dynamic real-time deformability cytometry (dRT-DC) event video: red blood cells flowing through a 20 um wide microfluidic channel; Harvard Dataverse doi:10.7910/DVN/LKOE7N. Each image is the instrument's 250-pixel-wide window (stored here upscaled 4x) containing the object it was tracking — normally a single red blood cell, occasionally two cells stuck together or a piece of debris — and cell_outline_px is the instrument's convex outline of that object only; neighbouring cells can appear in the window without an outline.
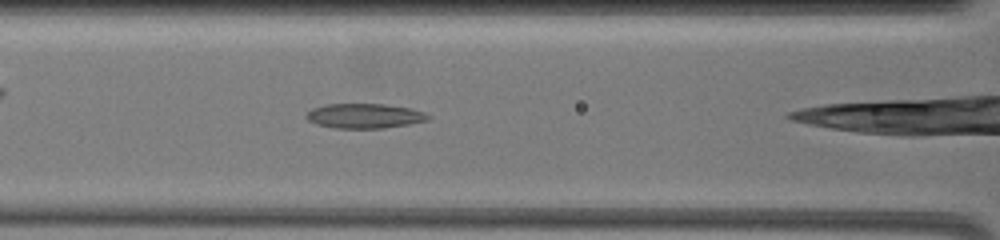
{"species": "common noctule bat (a hibernating species)", "species_latin": "Nyctalus noctula", "temperature_condition": "warm", "stored_images_in_passage": 26, "camera_frame_rate_fps": 3000, "um_per_image_px": 0.085, "animal": {"sex": "female", "body_mass_g": 19.5, "forearm_length_mm": 54.1}, "frame": {"image": 1, "passage_image": 7, "time_ms": 2.0, "image_size_px": [1000, 240], "cell_outline_px": [[432, 116], [428, 120], [408, 124], [384, 128], [332, 128], [316, 124], [308, 120], [304, 116], [312, 108], [328, 104], [384, 104], [412, 108], [424, 112]], "centroid_in_image_um": [30.99, 9.85], "position_along_channel_um": 135.6, "area_um2": 17.63}}
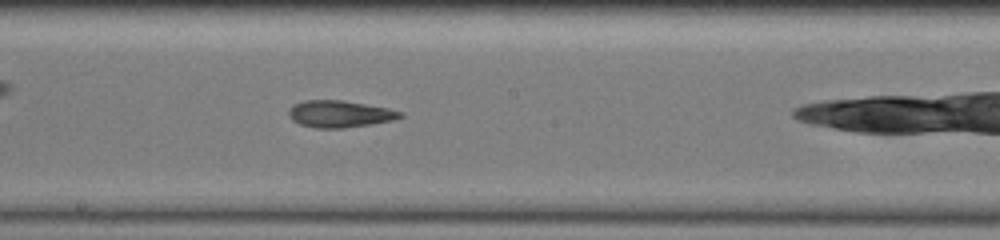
{"frame": {"image": 2, "passage_image": 14, "time_ms": 4.333, "image_size_px": [1000, 240], "cell_outline_px": [[404, 116], [392, 120], [372, 124], [344, 128], [316, 128], [300, 124], [292, 120], [288, 116], [288, 112], [292, 104], [304, 100], [340, 100], [388, 108], [404, 112]], "centroid_in_image_um": [28.86, 9.68], "position_along_channel_um": 219.3, "area_um2": 17.51}}
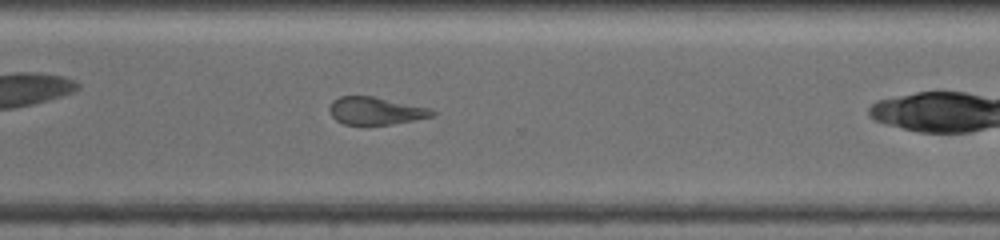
{"frame": {"image": 3, "passage_image": 23, "time_ms": 7.667, "image_size_px": [1000, 240], "cell_outline_px": [[436, 116], [392, 124], [344, 124], [336, 120], [332, 116], [328, 108], [332, 100], [340, 96], [372, 96], [432, 108], [436, 112]], "centroid_in_image_um": [31.96, 9.41], "position_along_channel_um": 338.6, "area_um2": 16.59}}